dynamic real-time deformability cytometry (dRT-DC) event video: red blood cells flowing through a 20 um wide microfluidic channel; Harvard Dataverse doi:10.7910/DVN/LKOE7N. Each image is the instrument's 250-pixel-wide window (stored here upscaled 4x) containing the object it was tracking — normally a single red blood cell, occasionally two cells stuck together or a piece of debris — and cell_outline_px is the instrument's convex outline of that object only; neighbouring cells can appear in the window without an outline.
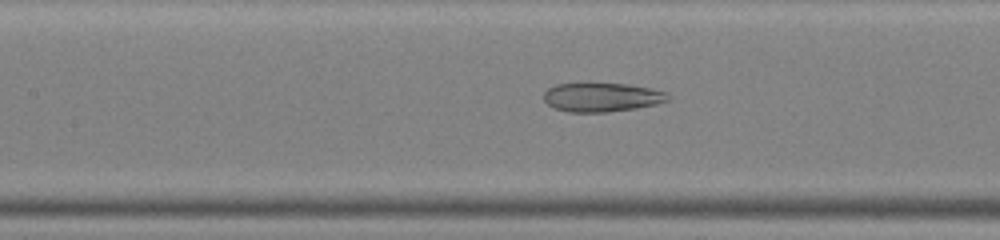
{"species": "common noctule bat (a hibernating species)", "species_latin": "Nyctalus noctula", "temperature_condition": "warm", "stored_images_in_passage": 31, "camera_frame_rate_fps": 3000, "um_per_image_px": 0.085, "animal": {"sex": "male", "body_mass_g": 19.0, "forearm_length_mm": 50.8}, "frame": {"image": 1, "passage_image": 7, "time_ms": 2.0, "image_size_px": [1000, 240], "cell_outline_px": [[668, 100], [656, 104], [636, 108], [608, 112], [568, 112], [556, 108], [548, 104], [544, 100], [544, 92], [548, 88], [556, 84], [588, 80], [628, 84], [648, 88], [664, 92], [668, 96]], "centroid_in_image_um": [51.07, 8.21], "position_along_channel_um": 156.3, "area_um2": 21.62}}
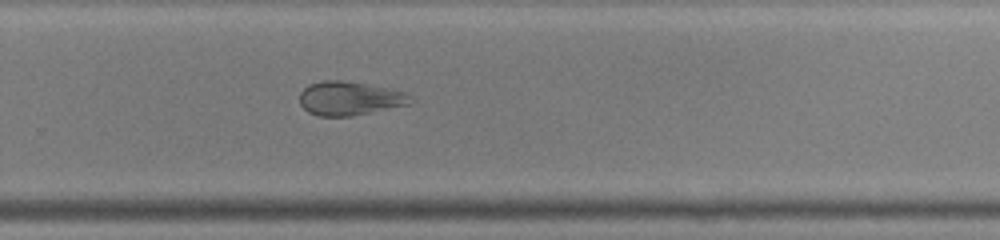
{"frame": {"image": 2, "passage_image": 17, "time_ms": 5.333, "image_size_px": [1000, 240], "cell_outline_px": [[408, 104], [352, 116], [316, 116], [308, 112], [300, 104], [300, 92], [308, 84], [324, 80], [340, 80], [364, 84], [408, 92]], "centroid_in_image_um": [29.63, 8.36], "position_along_channel_um": 300.2, "area_um2": 21.5}}
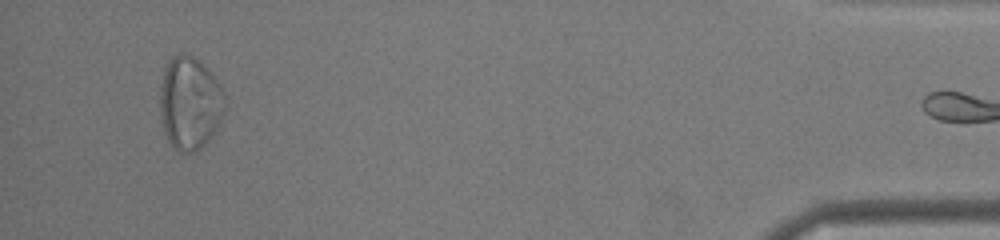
{"frame": {"image": 3, "passage_image": 30, "time_ms": 9.667, "image_size_px": [1000, 240], "cell_outline_px": [[224, 116], [220, 124], [208, 140], [196, 152], [180, 152], [172, 148], [164, 132], [160, 116], [160, 84], [164, 68], [168, 60], [172, 56], [180, 52], [192, 56], [200, 60], [204, 64], [220, 84], [224, 92]], "centroid_in_image_um": [16.12, 8.75], "position_along_channel_um": 419.1, "area_um2": 35.72}, "authors_computed_cell_mechanics": {"area_um2": 23.409, "velocity_mm_per_s": 4.3228, "shape_relaxation_time_tau1_ms": null, "shape_relaxation_time_tau2_ms": 1.1593, "deformation_change_tau1": null, "deformation_change_tau2": 0.0799}}